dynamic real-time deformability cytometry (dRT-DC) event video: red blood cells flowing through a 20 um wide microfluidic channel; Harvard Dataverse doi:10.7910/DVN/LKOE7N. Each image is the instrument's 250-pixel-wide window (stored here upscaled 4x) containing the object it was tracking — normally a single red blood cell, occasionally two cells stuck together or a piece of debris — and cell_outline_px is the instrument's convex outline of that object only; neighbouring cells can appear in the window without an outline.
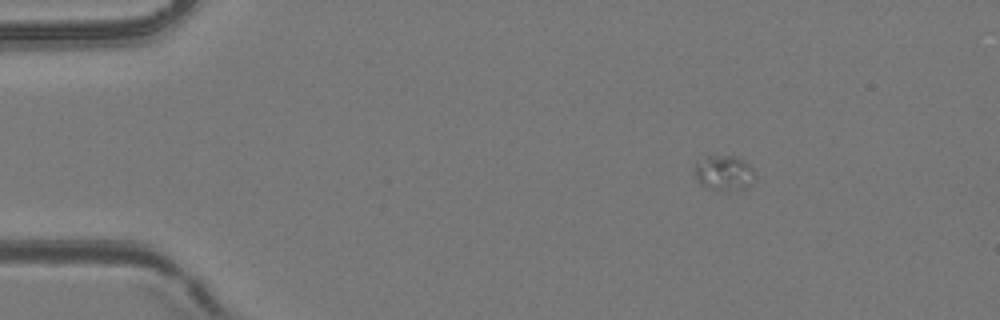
{"species": "common noctule bat (a hibernating species)", "species_latin": "Nyctalus noctula", "temperature_condition": "room temperature", "stored_images_in_passage": 35, "camera_frame_rate_fps": 3000, "um_per_image_px": 0.085, "animal": {"sex": "female", "body_mass_g": 24.6, "forearm_length_mm": 56.2}, "frame": {"image": 1, "passage_image": 1, "time_ms": 0.0, "image_size_px": [1000, 320], "cell_outline_px": [[756, 176], [748, 188], [744, 188], [704, 184], [696, 176], [696, 164], [708, 156], [736, 156], [748, 164], [752, 168]], "centroid_in_image_um": [61.64, 14.6], "position_along_channel_um": 23.4, "area_um2": 11.04}}